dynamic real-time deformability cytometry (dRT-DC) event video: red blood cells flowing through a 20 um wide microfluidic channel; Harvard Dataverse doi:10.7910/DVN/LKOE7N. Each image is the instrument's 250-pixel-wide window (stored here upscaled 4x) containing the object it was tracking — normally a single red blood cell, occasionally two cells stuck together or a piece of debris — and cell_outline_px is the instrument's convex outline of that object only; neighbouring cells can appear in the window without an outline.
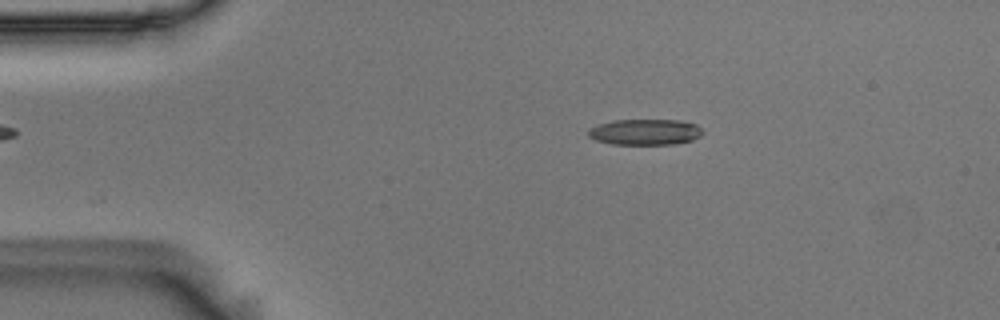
{"species": "Egyptian fruit bat (a non-hibernating species)", "species_latin": "Rousettus aegyptiacus", "temperature_condition": "room temperature", "stored_images_in_passage": 46, "camera_frame_rate_fps": 3000, "um_per_image_px": 0.085, "animal": {"sex": "male"}, "frame": {"image": 1, "passage_image": 1, "time_ms": 0.0, "image_size_px": [1000, 320], "cell_outline_px": [[704, 132], [700, 136], [692, 140], [672, 144], [612, 144], [596, 140], [588, 136], [588, 128], [596, 124], [612, 120], [680, 120], [696, 124]], "centroid_in_image_um": [54.8, 11.21], "position_along_channel_um": 30.2, "area_um2": 17.34}}
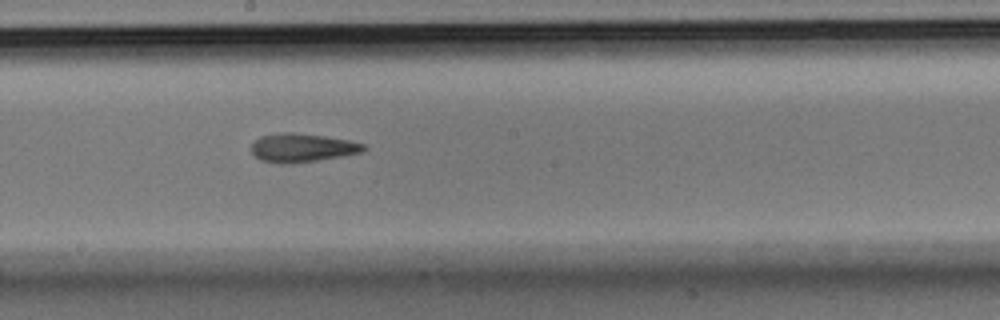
{"frame": {"image": 2, "passage_image": 21, "time_ms": 6.667, "image_size_px": [1000, 320], "cell_outline_px": [[368, 148], [364, 152], [316, 160], [288, 164], [280, 164], [260, 160], [252, 152], [252, 144], [260, 136], [280, 132], [292, 132], [324, 136], [348, 140], [364, 144]], "centroid_in_image_um": [25.68, 12.56], "position_along_channel_um": 222.5, "area_um2": 18.67}}
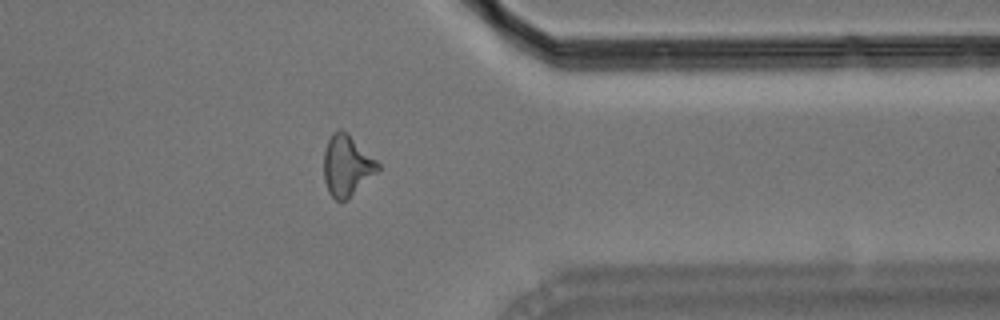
{"frame": {"image": 3, "passage_image": 35, "time_ms": 11.333, "image_size_px": [1000, 320], "cell_outline_px": [[380, 168], [376, 172], [344, 200], [336, 200], [328, 192], [324, 180], [324, 152], [328, 140], [332, 132], [340, 128], [376, 160], [380, 164]], "centroid_in_image_um": [29.43, 14.06], "position_along_channel_um": 382.0, "area_um2": 18.38}, "authors_computed_cell_mechanics": {"area_um2": 18.3804, "velocity_mm_per_s": 3.625, "shape_relaxation_time_tau1_ms": 5.7721, "shape_relaxation_time_tau2_ms": 6.4768, "deformation_change_tau1": 0.2104, "deformation_change_tau2": 0.1656}}